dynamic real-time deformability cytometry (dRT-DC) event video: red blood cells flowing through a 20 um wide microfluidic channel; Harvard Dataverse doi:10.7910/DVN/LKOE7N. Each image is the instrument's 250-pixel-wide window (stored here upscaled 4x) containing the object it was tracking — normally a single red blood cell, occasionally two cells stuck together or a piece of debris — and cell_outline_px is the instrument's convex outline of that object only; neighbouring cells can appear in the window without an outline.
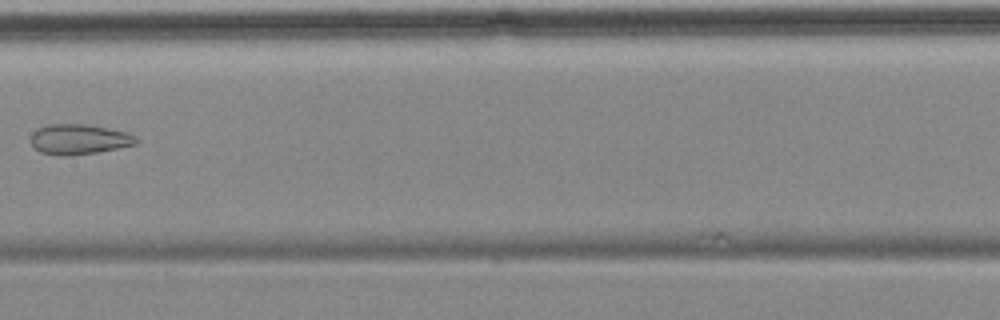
{"species": "common noctule bat (a hibernating species)", "species_latin": "Nyctalus noctula", "temperature_condition": "cold", "stored_images_in_passage": 14, "camera_frame_rate_fps": 3000, "um_per_image_px": 0.085, "animal": {"sex": "female", "body_mass_g": 18.4}, "frame": {"image": 1, "passage_image": 7, "time_ms": 8.667, "image_size_px": [1000, 320], "cell_outline_px": [[140, 140], [136, 144], [96, 152], [72, 156], [56, 156], [40, 152], [32, 144], [32, 132], [48, 124], [84, 124], [128, 132], [136, 136]], "centroid_in_image_um": [6.73, 11.85], "position_along_channel_um": 200.7, "area_um2": 18.5}, "authors_computed_cell_mechanics": {"area_um2": 24.7673, "velocity_mm_per_s": 3.5541, "shape_relaxation_time_tau1_ms": null, "shape_relaxation_time_tau2_ms": 3.3178, "deformation_change_tau1": null, "deformation_change_tau2": 0.1259}}